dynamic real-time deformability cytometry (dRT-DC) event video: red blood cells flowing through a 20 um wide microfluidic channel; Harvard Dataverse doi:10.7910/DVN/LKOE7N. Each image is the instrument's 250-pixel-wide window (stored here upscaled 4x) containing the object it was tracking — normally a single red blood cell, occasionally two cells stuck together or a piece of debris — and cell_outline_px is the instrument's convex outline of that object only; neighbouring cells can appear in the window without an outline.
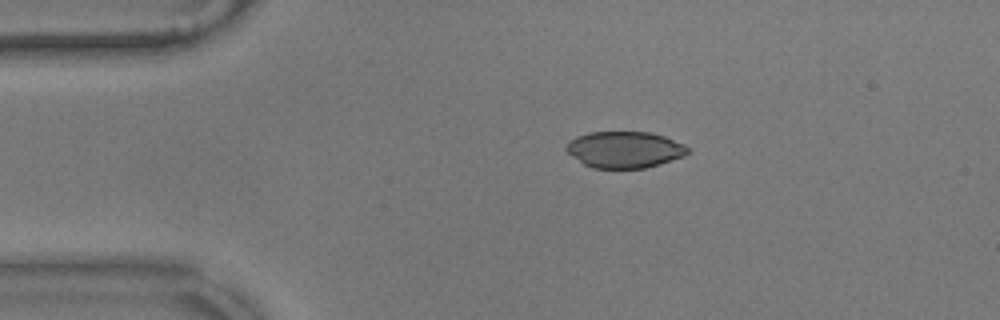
{"species": "common noctule bat (a hibernating species)", "species_latin": "Nyctalus noctula", "temperature_condition": "warm", "stored_images_in_passage": 47, "camera_frame_rate_fps": 3000, "um_per_image_px": 0.085, "animal": {"sex": "male", "body_mass_g": 17.9}, "frame": {"image": 1, "passage_image": 1, "time_ms": 0.0, "image_size_px": [1000, 320], "cell_outline_px": [[688, 152], [684, 156], [660, 164], [644, 168], [592, 168], [584, 164], [568, 152], [564, 148], [568, 140], [576, 136], [588, 132], [652, 132], [664, 136], [684, 144], [688, 148]], "centroid_in_image_um": [53.07, 12.71], "position_along_channel_um": 31.9, "area_um2": 25.84}}
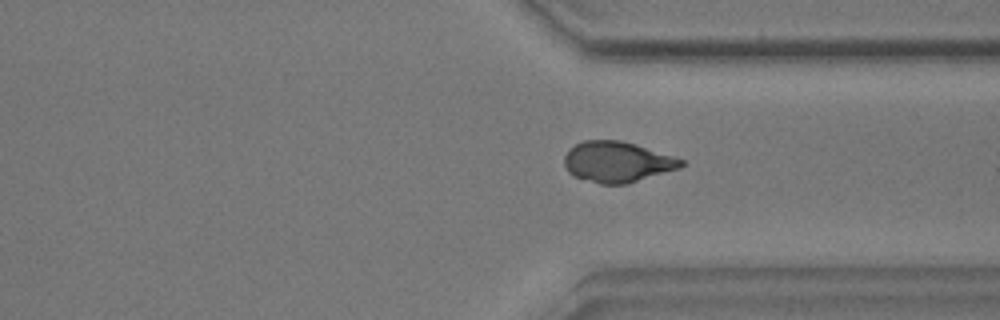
{"frame": {"image": 2, "passage_image": 32, "time_ms": 10.333, "image_size_px": [1000, 320], "cell_outline_px": [[684, 164], [680, 168], [628, 184], [600, 184], [572, 176], [568, 172], [564, 164], [564, 156], [568, 148], [584, 140], [620, 140], [636, 144], [684, 160]], "centroid_in_image_um": [52.43, 13.76], "position_along_channel_um": 359.0, "area_um2": 27.86}}
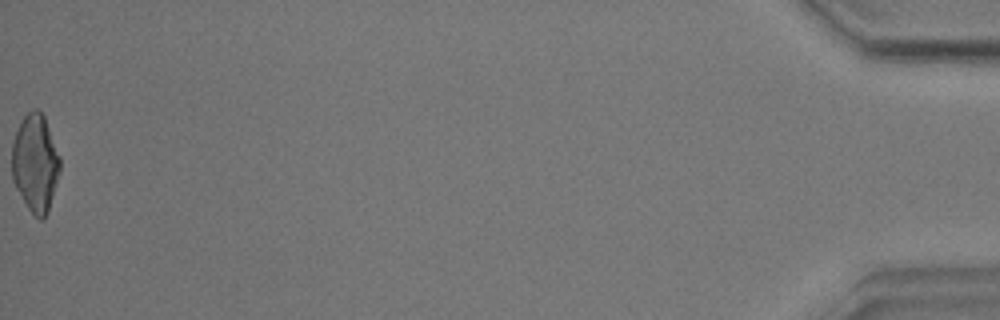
{"frame": {"image": 3, "passage_image": 47, "time_ms": 15.333, "image_size_px": [1000, 320], "cell_outline_px": [[60, 172], [48, 212], [40, 220], [28, 208], [16, 188], [12, 180], [12, 140], [24, 116], [32, 108], [36, 108], [44, 116], [60, 156]], "centroid_in_image_um": [3.0, 13.85], "position_along_channel_um": 432.2, "area_um2": 27.28}, "authors_computed_cell_mechanics": {"area_um2": 27.9174, "velocity_mm_per_s": 3.5458, "shape_relaxation_time_tau1_ms": 8.8895, "shape_relaxation_time_tau2_ms": 5.4194, "deformation_change_tau1": 0.1889, "deformation_change_tau2": 0.0853}}